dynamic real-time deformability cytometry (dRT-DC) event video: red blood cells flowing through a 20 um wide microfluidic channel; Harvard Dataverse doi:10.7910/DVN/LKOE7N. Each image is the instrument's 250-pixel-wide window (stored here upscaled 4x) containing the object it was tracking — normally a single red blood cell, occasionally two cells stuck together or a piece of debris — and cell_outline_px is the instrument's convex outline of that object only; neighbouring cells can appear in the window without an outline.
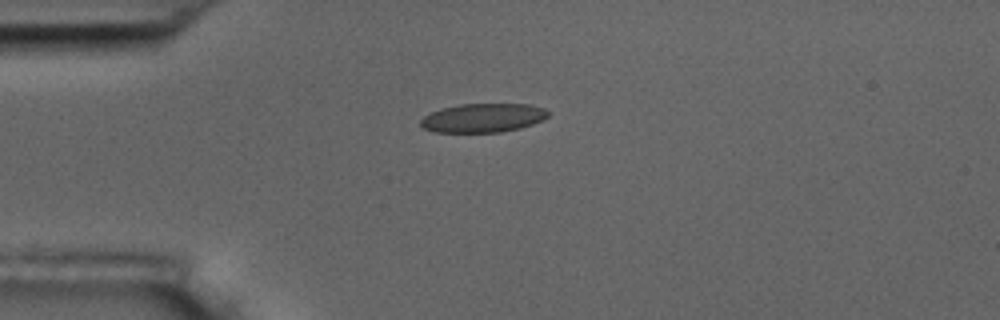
{"species": "common noctule bat (a hibernating species)", "species_latin": "Nyctalus noctula", "temperature_condition": "room temperature", "stored_images_in_passage": 2, "camera_frame_rate_fps": 3000, "um_per_image_px": 0.085, "animal": {"sex": "male", "body_mass_g": 17.5, "forearm_length_mm": 52.3}, "frame": {"image": 1, "passage_image": 1, "time_ms": 0.0, "image_size_px": [1000, 320], "cell_outline_px": [[548, 116], [544, 120], [520, 128], [500, 132], [432, 132], [424, 128], [420, 124], [420, 120], [424, 116], [440, 108], [460, 104], [528, 104], [544, 108], [548, 112]], "centroid_in_image_um": [41.05, 10.02], "position_along_channel_um": 44.0, "area_um2": 21.5}}